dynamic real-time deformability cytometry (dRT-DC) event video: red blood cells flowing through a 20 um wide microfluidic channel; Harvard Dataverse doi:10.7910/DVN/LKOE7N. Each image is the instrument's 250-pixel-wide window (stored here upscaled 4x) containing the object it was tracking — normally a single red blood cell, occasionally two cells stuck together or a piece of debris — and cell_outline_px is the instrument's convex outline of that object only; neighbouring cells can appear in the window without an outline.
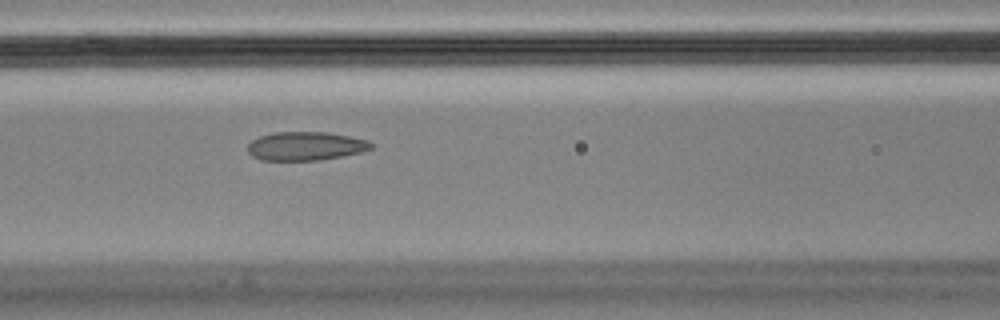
{"species": "Egyptian fruit bat (a non-hibernating species)", "species_latin": "Rousettus aegyptiacus", "temperature_condition": "cold", "stored_images_in_passage": 7, "segment_of_instrument_passage": [1, 2], "camera_frame_rate_fps": 3000, "um_per_image_px": 0.085, "animal": {"sex": "male"}, "frame": {"image": 1, "passage_image": 6, "time_ms": 1.667, "image_size_px": [1000, 320], "cell_outline_px": [[372, 148], [360, 152], [320, 160], [260, 160], [252, 156], [248, 152], [248, 144], [252, 140], [260, 136], [272, 132], [324, 132], [348, 136], [368, 140], [372, 144]], "centroid_in_image_um": [25.93, 12.41], "position_along_channel_um": 140.7, "area_um2": 20.46}}